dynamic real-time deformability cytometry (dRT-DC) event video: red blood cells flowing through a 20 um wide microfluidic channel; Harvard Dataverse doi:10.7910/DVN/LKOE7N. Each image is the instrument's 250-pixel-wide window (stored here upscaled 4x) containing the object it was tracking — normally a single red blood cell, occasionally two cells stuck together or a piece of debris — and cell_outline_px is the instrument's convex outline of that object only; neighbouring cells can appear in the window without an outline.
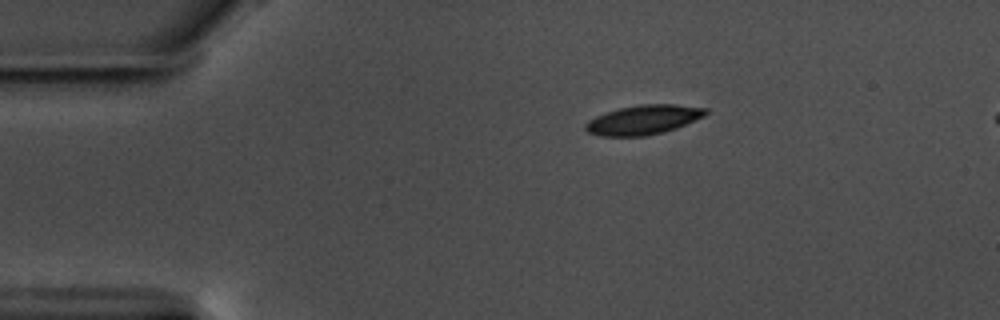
{"species": "common noctule bat (a hibernating species)", "species_latin": "Nyctalus noctula", "temperature_condition": "warm", "stored_images_in_passage": 48, "camera_frame_rate_fps": 3000, "um_per_image_px": 0.085, "animal": {"sex": "male", "body_mass_g": 17.5, "forearm_length_mm": 52.3}, "frame": {"image": 1, "passage_image": 1, "time_ms": 0.0, "image_size_px": [1000, 320], "cell_outline_px": [[708, 112], [704, 116], [676, 128], [664, 132], [644, 136], [600, 136], [588, 132], [584, 128], [584, 124], [588, 120], [596, 116], [620, 108], [640, 104], [676, 104], [708, 108]], "centroid_in_image_um": [54.69, 10.18], "position_along_channel_um": 30.3, "area_um2": 20.58}}
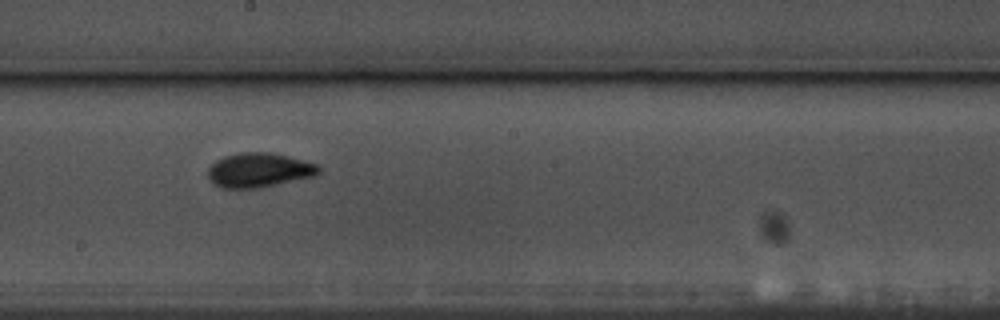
{"frame": {"image": 2, "passage_image": 22, "time_ms": 7.0, "image_size_px": [1000, 320], "cell_outline_px": [[320, 172], [316, 176], [260, 188], [224, 188], [216, 184], [208, 176], [208, 168], [216, 160], [224, 156], [240, 152], [272, 152], [320, 164]], "centroid_in_image_um": [22.07, 14.45], "position_along_channel_um": 226.1, "area_um2": 22.37}}
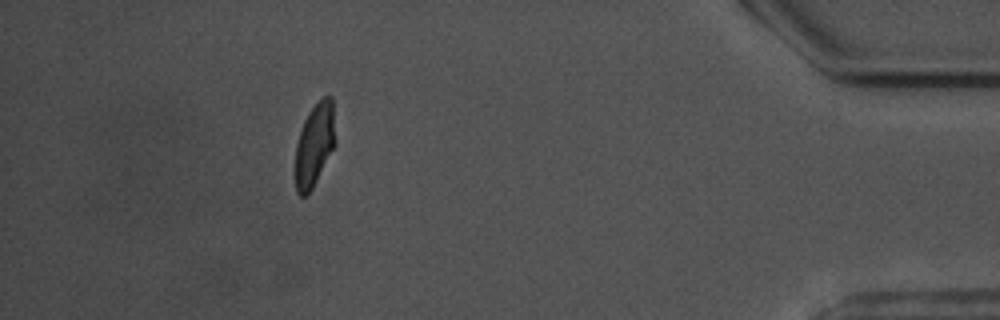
{"frame": {"image": 3, "passage_image": 42, "time_ms": 13.667, "image_size_px": [1000, 320], "cell_outline_px": [[336, 140], [308, 196], [300, 196], [296, 192], [296, 144], [304, 120], [308, 112], [324, 96], [332, 96]], "centroid_in_image_um": [26.73, 12.28], "position_along_channel_um": 408.5, "area_um2": 18.96}, "authors_computed_cell_mechanics": {"area_um2": 20.5768, "velocity_mm_per_s": 3.5588, "shape_relaxation_time_tau1_ms": 3.0866, "shape_relaxation_time_tau2_ms": 1.2344, "deformation_change_tau1": 0.1594, "deformation_change_tau2": 0.0737}}